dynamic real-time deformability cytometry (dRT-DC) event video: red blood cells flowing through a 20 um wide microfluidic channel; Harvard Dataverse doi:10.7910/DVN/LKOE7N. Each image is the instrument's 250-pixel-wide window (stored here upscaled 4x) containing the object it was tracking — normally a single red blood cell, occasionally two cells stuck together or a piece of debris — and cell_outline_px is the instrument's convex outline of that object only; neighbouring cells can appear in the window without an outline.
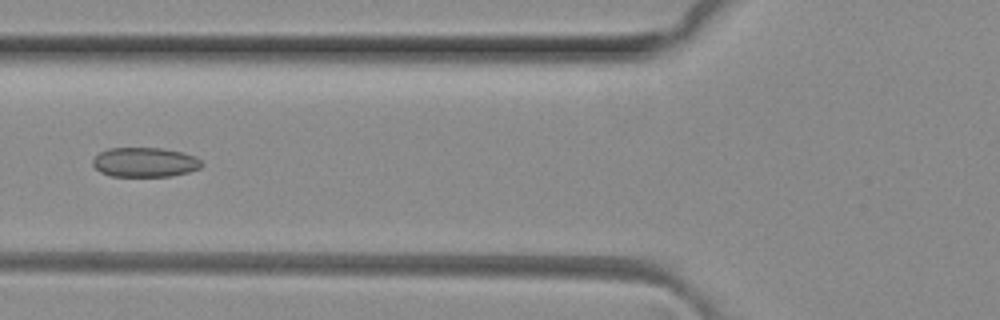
{"species": "common noctule bat (a hibernating species)", "species_latin": "Nyctalus noctula", "temperature_condition": "room temperature", "stored_images_in_passage": 6, "camera_frame_rate_fps": 3000, "um_per_image_px": 0.085, "animal": {"sex": "female", "body_mass_g": 29.2, "forearm_length_mm": 56.3}, "frame": {"image": 1, "passage_image": 5, "time_ms": 1.333, "image_size_px": [1000, 320], "cell_outline_px": [[204, 164], [200, 168], [188, 172], [172, 176], [108, 176], [100, 172], [92, 164], [92, 160], [100, 152], [108, 148], [160, 148], [184, 152], [196, 156]], "centroid_in_image_um": [12.32, 13.79], "position_along_channel_um": 113.5, "area_um2": 18.9}}
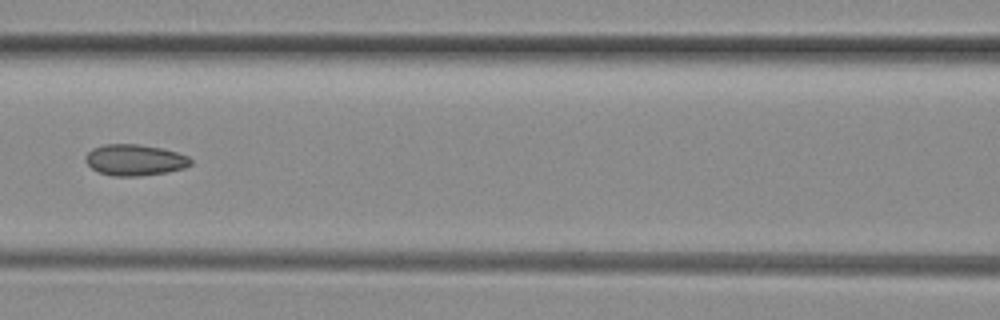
{"frame": {"image": 2, "passage_image": 6, "time_ms": 1.667, "image_size_px": [1000, 320], "cell_outline_px": [[192, 164], [184, 168], [168, 172], [140, 176], [112, 176], [100, 172], [92, 168], [84, 160], [84, 156], [92, 148], [104, 144], [140, 144], [160, 148], [176, 152], [188, 156], [192, 160]], "centroid_in_image_um": [11.45, 13.6], "position_along_channel_um": 155.2, "area_um2": 19.19}}